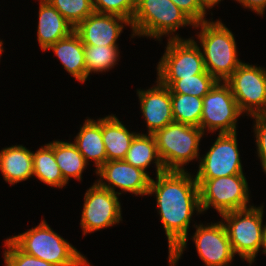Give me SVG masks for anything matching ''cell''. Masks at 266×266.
Returning <instances> with one entry per match:
<instances>
[{"label": "cell", "instance_id": "cell-15", "mask_svg": "<svg viewBox=\"0 0 266 266\" xmlns=\"http://www.w3.org/2000/svg\"><path fill=\"white\" fill-rule=\"evenodd\" d=\"M131 23L123 17L93 12L81 21L74 31L79 35L83 45L118 46L116 40L124 26Z\"/></svg>", "mask_w": 266, "mask_h": 266}, {"label": "cell", "instance_id": "cell-34", "mask_svg": "<svg viewBox=\"0 0 266 266\" xmlns=\"http://www.w3.org/2000/svg\"><path fill=\"white\" fill-rule=\"evenodd\" d=\"M199 4L201 6V9L206 13V9L212 8L214 5H216L221 0H198Z\"/></svg>", "mask_w": 266, "mask_h": 266}, {"label": "cell", "instance_id": "cell-9", "mask_svg": "<svg viewBox=\"0 0 266 266\" xmlns=\"http://www.w3.org/2000/svg\"><path fill=\"white\" fill-rule=\"evenodd\" d=\"M241 112L266 114V70L242 63L225 81Z\"/></svg>", "mask_w": 266, "mask_h": 266}, {"label": "cell", "instance_id": "cell-21", "mask_svg": "<svg viewBox=\"0 0 266 266\" xmlns=\"http://www.w3.org/2000/svg\"><path fill=\"white\" fill-rule=\"evenodd\" d=\"M135 135L115 115L102 118V138L107 161L124 160Z\"/></svg>", "mask_w": 266, "mask_h": 266}, {"label": "cell", "instance_id": "cell-24", "mask_svg": "<svg viewBox=\"0 0 266 266\" xmlns=\"http://www.w3.org/2000/svg\"><path fill=\"white\" fill-rule=\"evenodd\" d=\"M33 175L41 182L52 187L62 188L68 184L56 163L53 149L46 144L33 152Z\"/></svg>", "mask_w": 266, "mask_h": 266}, {"label": "cell", "instance_id": "cell-12", "mask_svg": "<svg viewBox=\"0 0 266 266\" xmlns=\"http://www.w3.org/2000/svg\"><path fill=\"white\" fill-rule=\"evenodd\" d=\"M235 133H222L201 159L196 179L243 174Z\"/></svg>", "mask_w": 266, "mask_h": 266}, {"label": "cell", "instance_id": "cell-17", "mask_svg": "<svg viewBox=\"0 0 266 266\" xmlns=\"http://www.w3.org/2000/svg\"><path fill=\"white\" fill-rule=\"evenodd\" d=\"M73 31L74 26L48 1L40 0L37 39L43 51Z\"/></svg>", "mask_w": 266, "mask_h": 266}, {"label": "cell", "instance_id": "cell-26", "mask_svg": "<svg viewBox=\"0 0 266 266\" xmlns=\"http://www.w3.org/2000/svg\"><path fill=\"white\" fill-rule=\"evenodd\" d=\"M174 122L200 126L203 98L187 94H171Z\"/></svg>", "mask_w": 266, "mask_h": 266}, {"label": "cell", "instance_id": "cell-7", "mask_svg": "<svg viewBox=\"0 0 266 266\" xmlns=\"http://www.w3.org/2000/svg\"><path fill=\"white\" fill-rule=\"evenodd\" d=\"M199 185L201 210L214 207L220 215L246 209L249 203V188L244 174L223 176L214 179H196Z\"/></svg>", "mask_w": 266, "mask_h": 266}, {"label": "cell", "instance_id": "cell-32", "mask_svg": "<svg viewBox=\"0 0 266 266\" xmlns=\"http://www.w3.org/2000/svg\"><path fill=\"white\" fill-rule=\"evenodd\" d=\"M179 7L195 24L206 21L205 12L201 9L198 0H171Z\"/></svg>", "mask_w": 266, "mask_h": 266}, {"label": "cell", "instance_id": "cell-13", "mask_svg": "<svg viewBox=\"0 0 266 266\" xmlns=\"http://www.w3.org/2000/svg\"><path fill=\"white\" fill-rule=\"evenodd\" d=\"M100 175L97 183L113 193L120 195V192H115V187L120 188L124 192H131L135 195H148L151 177L146 171L134 167L125 160L106 161L97 171ZM102 178V179H101ZM105 179L108 183L103 182ZM108 184V185H107Z\"/></svg>", "mask_w": 266, "mask_h": 266}, {"label": "cell", "instance_id": "cell-11", "mask_svg": "<svg viewBox=\"0 0 266 266\" xmlns=\"http://www.w3.org/2000/svg\"><path fill=\"white\" fill-rule=\"evenodd\" d=\"M81 217L83 234L110 227L121 221V205L117 193L97 182L87 190Z\"/></svg>", "mask_w": 266, "mask_h": 266}, {"label": "cell", "instance_id": "cell-6", "mask_svg": "<svg viewBox=\"0 0 266 266\" xmlns=\"http://www.w3.org/2000/svg\"><path fill=\"white\" fill-rule=\"evenodd\" d=\"M263 206L230 211L221 216L226 220L224 224L234 254L250 264L260 248L265 246V227L262 224Z\"/></svg>", "mask_w": 266, "mask_h": 266}, {"label": "cell", "instance_id": "cell-8", "mask_svg": "<svg viewBox=\"0 0 266 266\" xmlns=\"http://www.w3.org/2000/svg\"><path fill=\"white\" fill-rule=\"evenodd\" d=\"M168 40L157 65V80H179L207 72L202 51L193 39H181L176 34Z\"/></svg>", "mask_w": 266, "mask_h": 266}, {"label": "cell", "instance_id": "cell-25", "mask_svg": "<svg viewBox=\"0 0 266 266\" xmlns=\"http://www.w3.org/2000/svg\"><path fill=\"white\" fill-rule=\"evenodd\" d=\"M171 94H187L203 98L218 82L209 72L179 80H158Z\"/></svg>", "mask_w": 266, "mask_h": 266}, {"label": "cell", "instance_id": "cell-35", "mask_svg": "<svg viewBox=\"0 0 266 266\" xmlns=\"http://www.w3.org/2000/svg\"><path fill=\"white\" fill-rule=\"evenodd\" d=\"M263 253H265V254H266V227H265V246H264Z\"/></svg>", "mask_w": 266, "mask_h": 266}, {"label": "cell", "instance_id": "cell-16", "mask_svg": "<svg viewBox=\"0 0 266 266\" xmlns=\"http://www.w3.org/2000/svg\"><path fill=\"white\" fill-rule=\"evenodd\" d=\"M156 82V86L147 91L137 90L148 134L152 135L174 122L170 89L158 80Z\"/></svg>", "mask_w": 266, "mask_h": 266}, {"label": "cell", "instance_id": "cell-10", "mask_svg": "<svg viewBox=\"0 0 266 266\" xmlns=\"http://www.w3.org/2000/svg\"><path fill=\"white\" fill-rule=\"evenodd\" d=\"M218 81L203 97V109L199 128L204 132L220 130L219 133H235L236 122L242 114L230 86Z\"/></svg>", "mask_w": 266, "mask_h": 266}, {"label": "cell", "instance_id": "cell-27", "mask_svg": "<svg viewBox=\"0 0 266 266\" xmlns=\"http://www.w3.org/2000/svg\"><path fill=\"white\" fill-rule=\"evenodd\" d=\"M86 73L108 71L118 60L117 46L84 45Z\"/></svg>", "mask_w": 266, "mask_h": 266}, {"label": "cell", "instance_id": "cell-18", "mask_svg": "<svg viewBox=\"0 0 266 266\" xmlns=\"http://www.w3.org/2000/svg\"><path fill=\"white\" fill-rule=\"evenodd\" d=\"M48 49L55 52L68 73L80 82L86 81L88 75L86 73L84 45L75 31L58 40Z\"/></svg>", "mask_w": 266, "mask_h": 266}, {"label": "cell", "instance_id": "cell-1", "mask_svg": "<svg viewBox=\"0 0 266 266\" xmlns=\"http://www.w3.org/2000/svg\"><path fill=\"white\" fill-rule=\"evenodd\" d=\"M153 193L168 239L169 265L175 266L186 248L192 214L202 212L199 185L185 170H166L157 181L151 179L148 195Z\"/></svg>", "mask_w": 266, "mask_h": 266}, {"label": "cell", "instance_id": "cell-36", "mask_svg": "<svg viewBox=\"0 0 266 266\" xmlns=\"http://www.w3.org/2000/svg\"><path fill=\"white\" fill-rule=\"evenodd\" d=\"M2 41L0 40V56H1V53L3 52V47H2Z\"/></svg>", "mask_w": 266, "mask_h": 266}, {"label": "cell", "instance_id": "cell-2", "mask_svg": "<svg viewBox=\"0 0 266 266\" xmlns=\"http://www.w3.org/2000/svg\"><path fill=\"white\" fill-rule=\"evenodd\" d=\"M9 239L24 253L55 266H90L86 258L55 233L45 220Z\"/></svg>", "mask_w": 266, "mask_h": 266}, {"label": "cell", "instance_id": "cell-5", "mask_svg": "<svg viewBox=\"0 0 266 266\" xmlns=\"http://www.w3.org/2000/svg\"><path fill=\"white\" fill-rule=\"evenodd\" d=\"M204 132L197 126L172 122L153 134L165 170L183 171L184 164L198 159Z\"/></svg>", "mask_w": 266, "mask_h": 266}, {"label": "cell", "instance_id": "cell-31", "mask_svg": "<svg viewBox=\"0 0 266 266\" xmlns=\"http://www.w3.org/2000/svg\"><path fill=\"white\" fill-rule=\"evenodd\" d=\"M255 122V137L258 157L261 160L263 171L266 173V114L253 115Z\"/></svg>", "mask_w": 266, "mask_h": 266}, {"label": "cell", "instance_id": "cell-14", "mask_svg": "<svg viewBox=\"0 0 266 266\" xmlns=\"http://www.w3.org/2000/svg\"><path fill=\"white\" fill-rule=\"evenodd\" d=\"M196 232L192 237L201 260L206 266H230L234 252L229 241L224 223L195 226Z\"/></svg>", "mask_w": 266, "mask_h": 266}, {"label": "cell", "instance_id": "cell-20", "mask_svg": "<svg viewBox=\"0 0 266 266\" xmlns=\"http://www.w3.org/2000/svg\"><path fill=\"white\" fill-rule=\"evenodd\" d=\"M74 144L83 155L86 163H88V159L94 160L97 171L107 161L102 138V118L97 122L87 119L80 128Z\"/></svg>", "mask_w": 266, "mask_h": 266}, {"label": "cell", "instance_id": "cell-23", "mask_svg": "<svg viewBox=\"0 0 266 266\" xmlns=\"http://www.w3.org/2000/svg\"><path fill=\"white\" fill-rule=\"evenodd\" d=\"M48 145L54 151L56 163L60 168L64 180L68 183L69 178L72 177L80 181L87 163L75 144L71 142L53 141L52 143H48Z\"/></svg>", "mask_w": 266, "mask_h": 266}, {"label": "cell", "instance_id": "cell-29", "mask_svg": "<svg viewBox=\"0 0 266 266\" xmlns=\"http://www.w3.org/2000/svg\"><path fill=\"white\" fill-rule=\"evenodd\" d=\"M94 12L117 15L130 23L136 9V0H91Z\"/></svg>", "mask_w": 266, "mask_h": 266}, {"label": "cell", "instance_id": "cell-4", "mask_svg": "<svg viewBox=\"0 0 266 266\" xmlns=\"http://www.w3.org/2000/svg\"><path fill=\"white\" fill-rule=\"evenodd\" d=\"M195 23L171 0H136V9L131 20L133 36H150L161 39L180 26Z\"/></svg>", "mask_w": 266, "mask_h": 266}, {"label": "cell", "instance_id": "cell-3", "mask_svg": "<svg viewBox=\"0 0 266 266\" xmlns=\"http://www.w3.org/2000/svg\"><path fill=\"white\" fill-rule=\"evenodd\" d=\"M198 35L203 48L202 56L206 71L217 81L225 82L243 63L238 59L236 42L232 32L222 22L203 21Z\"/></svg>", "mask_w": 266, "mask_h": 266}, {"label": "cell", "instance_id": "cell-33", "mask_svg": "<svg viewBox=\"0 0 266 266\" xmlns=\"http://www.w3.org/2000/svg\"><path fill=\"white\" fill-rule=\"evenodd\" d=\"M243 6L252 9L258 14H263L266 8V0H236Z\"/></svg>", "mask_w": 266, "mask_h": 266}, {"label": "cell", "instance_id": "cell-28", "mask_svg": "<svg viewBox=\"0 0 266 266\" xmlns=\"http://www.w3.org/2000/svg\"><path fill=\"white\" fill-rule=\"evenodd\" d=\"M48 1L74 28L94 12L91 0H46Z\"/></svg>", "mask_w": 266, "mask_h": 266}, {"label": "cell", "instance_id": "cell-30", "mask_svg": "<svg viewBox=\"0 0 266 266\" xmlns=\"http://www.w3.org/2000/svg\"><path fill=\"white\" fill-rule=\"evenodd\" d=\"M4 246L8 247L4 252L6 266H55L24 253L9 238L5 240Z\"/></svg>", "mask_w": 266, "mask_h": 266}, {"label": "cell", "instance_id": "cell-19", "mask_svg": "<svg viewBox=\"0 0 266 266\" xmlns=\"http://www.w3.org/2000/svg\"><path fill=\"white\" fill-rule=\"evenodd\" d=\"M0 170L9 184L33 176V152L22 145L4 148L0 152Z\"/></svg>", "mask_w": 266, "mask_h": 266}, {"label": "cell", "instance_id": "cell-22", "mask_svg": "<svg viewBox=\"0 0 266 266\" xmlns=\"http://www.w3.org/2000/svg\"><path fill=\"white\" fill-rule=\"evenodd\" d=\"M124 160L132 166L144 171L154 160L157 171L156 176L166 171L159 157L156 141L152 134H136Z\"/></svg>", "mask_w": 266, "mask_h": 266}]
</instances>
